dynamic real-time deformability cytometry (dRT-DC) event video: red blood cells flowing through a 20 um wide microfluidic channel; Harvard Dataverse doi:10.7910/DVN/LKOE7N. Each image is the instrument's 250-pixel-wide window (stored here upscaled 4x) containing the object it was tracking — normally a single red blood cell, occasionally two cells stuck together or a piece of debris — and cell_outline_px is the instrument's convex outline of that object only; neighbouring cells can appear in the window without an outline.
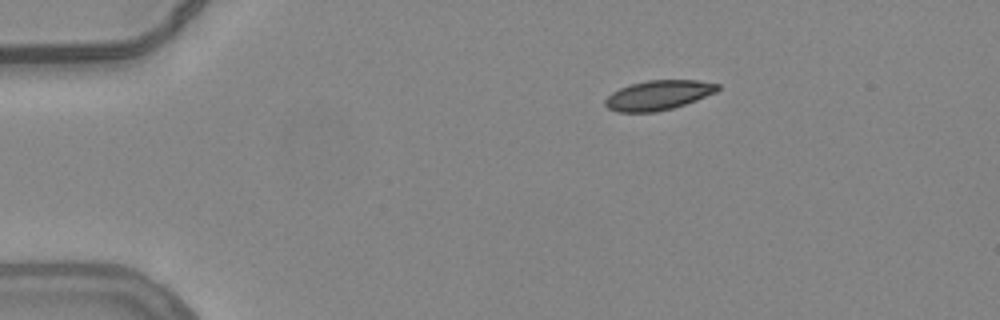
{"species": "common noctule bat (a hibernating species)", "species_latin": "Nyctalus noctula", "temperature_condition": "warm", "stored_images_in_passage": 47, "camera_frame_rate_fps": 3000, "um_per_image_px": 0.085, "animal": {"sex": "female", "body_mass_g": 24.6, "forearm_length_mm": 56.2}, "frame": {"image": 1, "passage_image": 1, "time_ms": 0.0, "image_size_px": [1000, 320], "cell_outline_px": [[720, 88], [716, 92], [696, 100], [672, 108], [656, 112], [616, 112], [608, 108], [604, 104], [604, 100], [612, 92], [620, 88], [632, 84], [648, 80], [696, 80], [720, 84]], "centroid_in_image_um": [55.95, 8.09], "position_along_channel_um": 29.1, "area_um2": 19.36}}
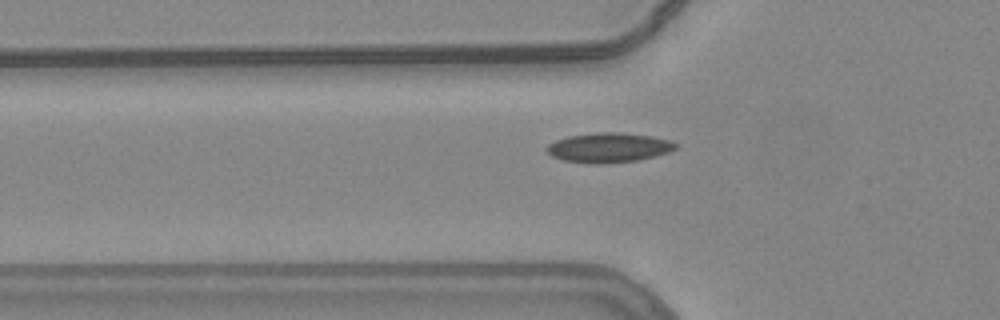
{"frame": {"image": 2, "passage_image": 10, "time_ms": 3.0, "image_size_px": [1000, 320], "cell_outline_px": [[676, 148], [668, 152], [636, 160], [600, 164], [596, 164], [564, 160], [552, 156], [544, 152], [544, 148], [548, 144], [556, 140], [568, 136], [600, 132], [620, 132], [652, 136], [668, 140], [676, 144]], "centroid_in_image_um": [51.67, 12.54], "position_along_channel_um": 74.1, "area_um2": 22.08}}
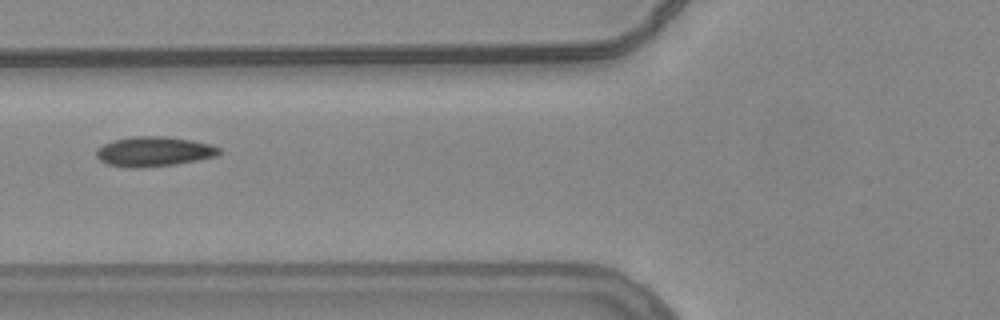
{"frame": {"image": 3, "passage_image": 13, "time_ms": 4.0, "image_size_px": [1000, 320], "cell_outline_px": [[220, 152], [216, 156], [176, 164], [136, 168], [132, 168], [108, 164], [100, 160], [96, 156], [96, 152], [104, 144], [116, 140], [136, 136], [164, 136], [192, 140], [208, 144], [220, 148]], "centroid_in_image_um": [13.09, 12.88], "position_along_channel_um": 112.7, "area_um2": 20.92}, "authors_computed_cell_mechanics": {"area_um2": 20.0566, "velocity_mm_per_s": 3.7965, "shape_relaxation_time_tau1_ms": null, "shape_relaxation_time_tau2_ms": 4.4422, "deformation_change_tau1": null, "deformation_change_tau2": 0.0986}}